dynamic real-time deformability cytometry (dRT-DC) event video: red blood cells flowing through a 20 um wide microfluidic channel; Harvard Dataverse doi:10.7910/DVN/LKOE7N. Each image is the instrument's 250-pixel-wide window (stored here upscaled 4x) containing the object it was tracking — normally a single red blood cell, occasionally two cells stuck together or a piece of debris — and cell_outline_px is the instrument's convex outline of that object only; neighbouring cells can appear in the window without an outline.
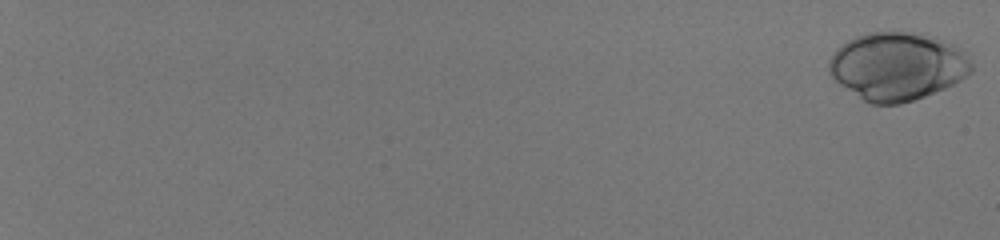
{"species": "human", "species_latin": "Homo sapiens", "temperature_condition": "room temperature", "stored_images_in_passage": 56, "camera_frame_rate_fps": 3000, "um_per_image_px": 0.085, "donor": {"sex": "male"}, "frame": {"image": 1, "passage_image": 1, "time_ms": 0.0, "image_size_px": [1000, 240], "cell_outline_px": [[972, 72], [960, 80], [944, 88], [924, 96], [900, 104], [872, 104], [864, 100], [840, 84], [828, 72], [828, 60], [836, 48], [840, 44], [856, 36], [868, 32], [908, 32], [936, 36], [968, 52], [972, 64]], "centroid_in_image_um": [76.28, 5.61], "position_along_channel_um": 8.7, "area_um2": 56.59}}
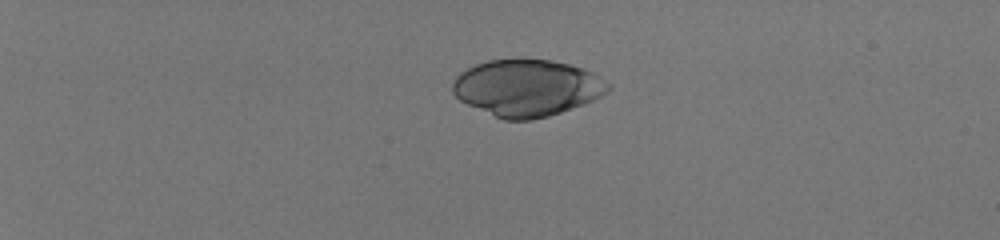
{"frame": {"image": 2, "passage_image": 17, "time_ms": 5.333, "image_size_px": [1000, 240], "cell_outline_px": [[612, 88], [608, 92], [584, 104], [548, 116], [532, 120], [504, 120], [468, 104], [460, 100], [452, 92], [452, 84], [456, 76], [460, 72], [476, 64], [488, 60], [552, 60], [568, 64], [592, 72], [612, 84]], "centroid_in_image_um": [44.81, 7.47], "position_along_channel_um": 40.2, "area_um2": 51.04}}